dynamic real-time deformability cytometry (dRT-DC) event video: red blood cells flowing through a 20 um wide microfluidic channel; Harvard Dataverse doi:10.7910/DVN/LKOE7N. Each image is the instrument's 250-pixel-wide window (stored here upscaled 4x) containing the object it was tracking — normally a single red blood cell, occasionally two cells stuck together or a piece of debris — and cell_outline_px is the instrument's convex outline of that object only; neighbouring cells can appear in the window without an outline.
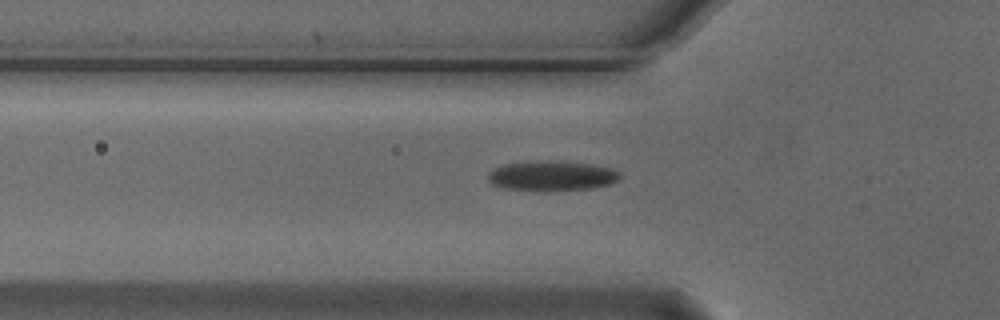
{"species": "Egyptian fruit bat (a non-hibernating species)", "species_latin": "Rousettus aegyptiacus", "temperature_condition": "cold", "stored_images_in_passage": 42, "camera_frame_rate_fps": 3000, "um_per_image_px": 0.085, "animal": {"sex": "male"}, "frame": {"image": 1, "passage_image": 12, "time_ms": 3.667, "image_size_px": [1000, 320], "cell_outline_px": [[620, 176], [612, 184], [592, 188], [504, 188], [492, 184], [488, 180], [488, 172], [504, 164], [532, 160], [548, 160], [592, 164], [612, 168], [620, 172]], "centroid_in_image_um": [46.92, 14.88], "position_along_channel_um": 78.9, "area_um2": 22.2}}
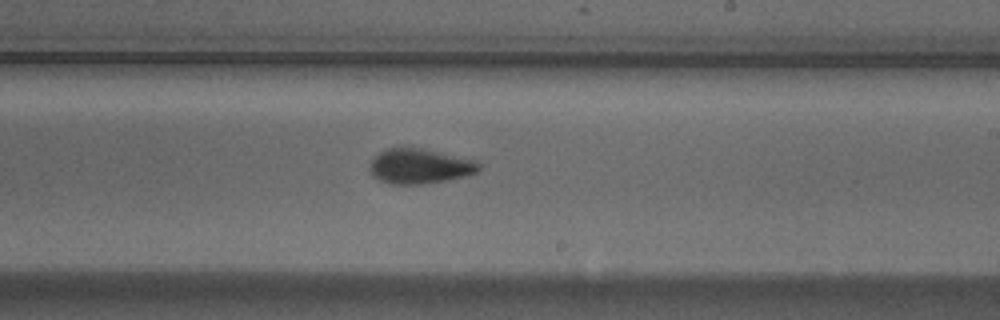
{"frame": {"image": 2, "passage_image": 26, "time_ms": 8.333, "image_size_px": [1000, 320], "cell_outline_px": [[480, 168], [476, 172], [464, 176], [444, 180], [420, 184], [392, 184], [380, 180], [372, 176], [368, 168], [372, 160], [384, 148], [404, 144], [424, 148], [476, 160], [480, 164]], "centroid_in_image_um": [35.62, 14.07], "position_along_channel_um": 253.4, "area_um2": 22.72}}
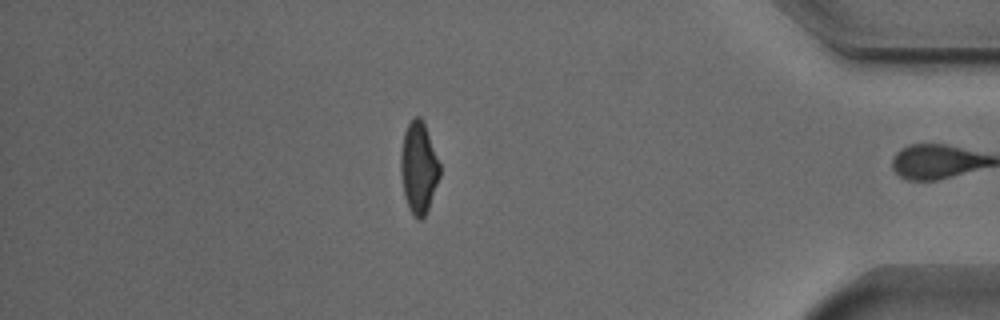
{"frame": {"image": 3, "passage_image": 41, "time_ms": 13.333, "image_size_px": [1000, 320], "cell_outline_px": [[440, 176], [428, 208], [424, 216], [420, 220], [408, 208], [404, 196], [400, 168], [400, 156], [404, 132], [408, 124], [416, 116], [420, 116], [424, 124], [440, 164]], "centroid_in_image_um": [35.57, 14.25], "position_along_channel_um": 399.6, "area_um2": 20.46}, "authors_computed_cell_mechanics": {"area_um2": 22.0218, "velocity_mm_per_s": 3.7308, "shape_relaxation_time_tau1_ms": 3.1094, "shape_relaxation_time_tau2_ms": 2.5802, "deformation_change_tau1": 0.1475, "deformation_change_tau2": 0.0623}}